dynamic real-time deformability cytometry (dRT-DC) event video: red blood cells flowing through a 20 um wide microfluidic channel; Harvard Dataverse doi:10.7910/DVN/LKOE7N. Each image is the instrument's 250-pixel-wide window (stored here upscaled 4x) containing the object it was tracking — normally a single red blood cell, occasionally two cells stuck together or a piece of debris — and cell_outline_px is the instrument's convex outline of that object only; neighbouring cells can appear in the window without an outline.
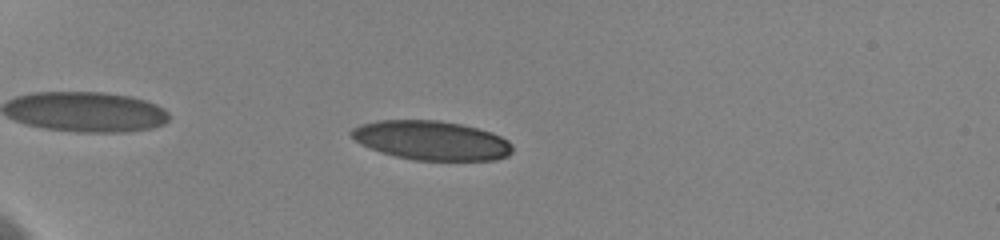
{"species": "human", "species_latin": "Homo sapiens", "temperature_condition": "cold", "stored_images_in_passage": 43, "camera_frame_rate_fps": 3000, "um_per_image_px": 0.085, "donor": {"sex": "female"}, "frame": {"image": 1, "passage_image": 7, "time_ms": 2.0, "image_size_px": [1000, 240], "cell_outline_px": [[512, 152], [508, 156], [496, 160], [416, 160], [396, 156], [380, 152], [360, 144], [348, 132], [352, 128], [360, 124], [376, 120], [440, 120], [460, 124], [492, 132], [508, 140], [512, 144]], "centroid_in_image_um": [36.66, 11.93], "position_along_channel_um": 48.3, "area_um2": 36.93}}
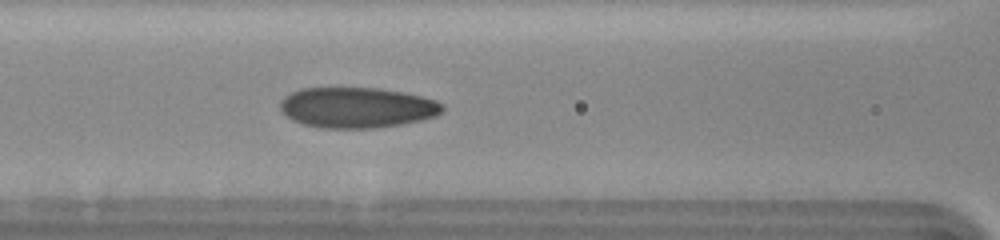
{"frame": {"image": 2, "passage_image": 18, "time_ms": 5.667, "image_size_px": [1000, 240], "cell_outline_px": [[444, 108], [436, 116], [420, 120], [400, 124], [376, 128], [320, 128], [304, 124], [292, 120], [280, 108], [280, 100], [284, 96], [300, 88], [376, 88], [404, 92], [436, 100], [444, 104]], "centroid_in_image_um": [30.34, 9.14], "position_along_channel_um": 136.3, "area_um2": 38.32}}
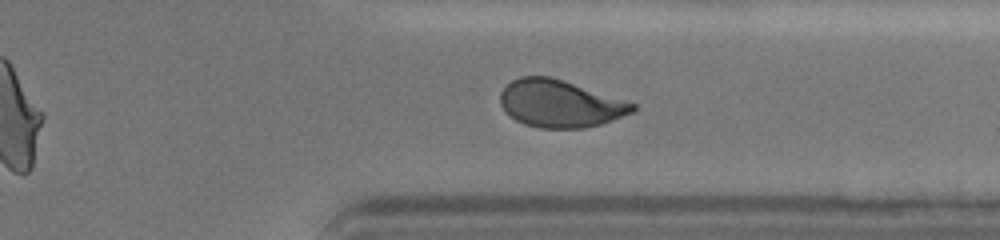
{"frame": {"image": 3, "passage_image": 37, "time_ms": 12.0, "image_size_px": [1000, 240], "cell_outline_px": [[636, 108], [632, 112], [600, 124], [584, 128], [540, 128], [524, 124], [516, 120], [500, 104], [500, 92], [512, 80], [520, 76], [552, 76], [636, 104]], "centroid_in_image_um": [47.58, 8.8], "position_along_channel_um": 363.8, "area_um2": 36.13}, "authors_computed_cell_mechanics": {"area_um2": 37.1076, "velocity_mm_per_s": 3.5978, "shape_relaxation_time_tau1_ms": 8.2063, "shape_relaxation_time_tau2_ms": 1.2816, "deformation_change_tau1": 0.1984, "deformation_change_tau2": 0.0768}}